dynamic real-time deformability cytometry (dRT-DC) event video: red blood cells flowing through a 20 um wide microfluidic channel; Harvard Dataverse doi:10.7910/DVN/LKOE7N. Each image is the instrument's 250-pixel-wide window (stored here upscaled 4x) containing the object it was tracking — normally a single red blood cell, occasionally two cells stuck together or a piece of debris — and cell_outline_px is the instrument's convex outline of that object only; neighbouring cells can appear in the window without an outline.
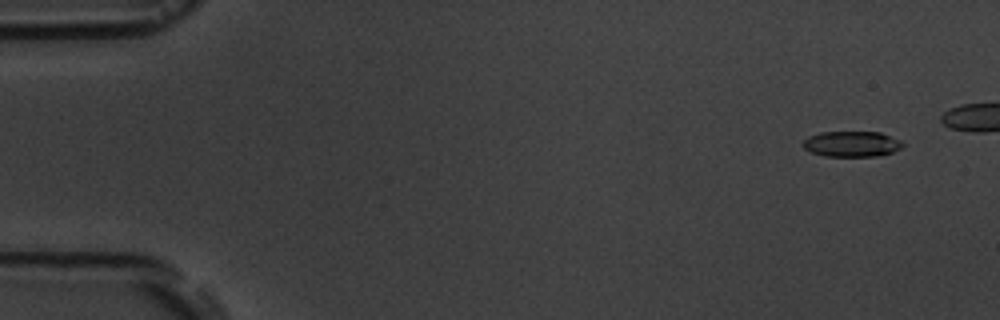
{"species": "common noctule bat (a hibernating species)", "species_latin": "Nyctalus noctula", "temperature_condition": "room temperature", "stored_images_in_passage": 5, "camera_frame_rate_fps": 3000, "um_per_image_px": 0.085, "animal": {"sex": "male", "body_mass_g": 19.5, "forearm_length_mm": 54.6}, "frame": {"image": 1, "passage_image": 1, "time_ms": 0.0, "image_size_px": [1000, 320], "cell_outline_px": [[904, 144], [900, 148], [892, 152], [876, 156], [824, 156], [812, 152], [804, 148], [804, 140], [808, 136], [820, 132], [880, 132], [900, 140]], "centroid_in_image_um": [72.39, 12.23], "position_along_channel_um": 12.6, "area_um2": 14.74}}